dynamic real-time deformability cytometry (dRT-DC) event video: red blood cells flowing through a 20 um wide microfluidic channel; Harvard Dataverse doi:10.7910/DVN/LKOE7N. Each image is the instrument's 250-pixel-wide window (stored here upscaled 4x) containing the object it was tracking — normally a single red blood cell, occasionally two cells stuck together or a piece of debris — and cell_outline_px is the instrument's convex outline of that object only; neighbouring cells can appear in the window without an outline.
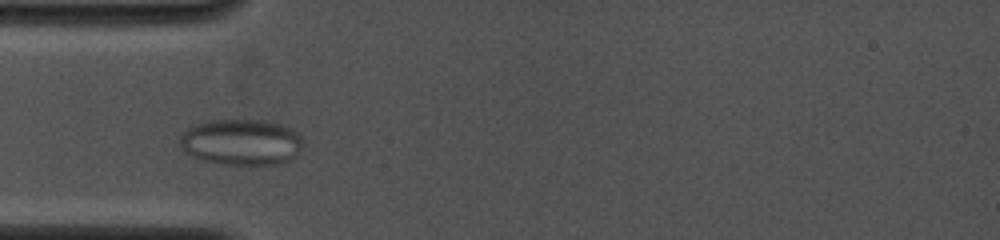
{"species": "common noctule bat (a hibernating species)", "species_latin": "Nyctalus noctula", "temperature_condition": "cold", "stored_images_in_passage": 34, "camera_frame_rate_fps": 4000, "um_per_image_px": 0.085, "animal": {"sex": "female", "body_mass_g": 19.0, "forearm_length_mm": 53.3}, "frame": {"image": 1, "passage_image": 1, "time_ms": 0.0, "image_size_px": [1000, 240], "cell_outline_px": [[300, 152], [296, 156], [288, 160], [276, 164], [220, 164], [204, 160], [192, 156], [176, 144], [180, 136], [188, 128], [196, 124], [208, 120], [264, 120], [280, 124], [292, 128], [300, 136]], "centroid_in_image_um": [20.47, 12.07], "position_along_channel_um": 64.5, "area_um2": 33.0}}
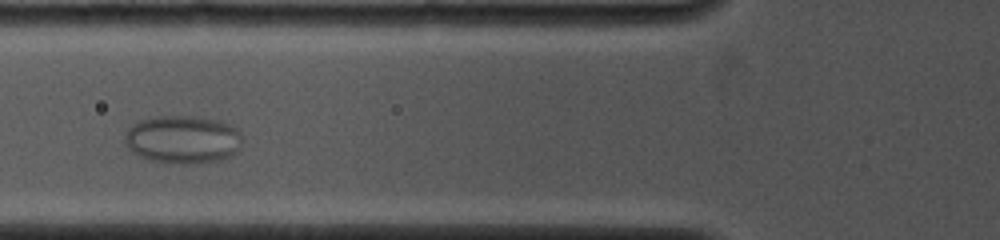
{"frame": {"image": 2, "passage_image": 4, "time_ms": 1.25, "image_size_px": [1000, 240], "cell_outline_px": [[244, 136], [236, 152], [228, 156], [216, 160], [152, 160], [140, 156], [132, 152], [128, 148], [124, 140], [124, 136], [128, 128], [132, 124], [140, 120], [156, 116], [196, 116], [216, 120], [232, 124]], "centroid_in_image_um": [15.52, 11.77], "position_along_channel_um": 110.3, "area_um2": 31.91}}
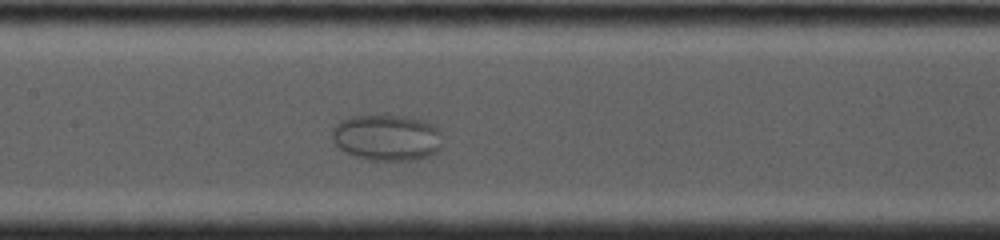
{"frame": {"image": 3, "passage_image": 8, "time_ms": 3.0, "image_size_px": [1000, 240], "cell_outline_px": [[440, 148], [436, 152], [428, 156], [416, 160], [368, 160], [356, 156], [340, 148], [336, 144], [332, 136], [332, 132], [336, 124], [340, 120], [352, 116], [404, 116], [424, 120], [432, 124], [440, 132]], "centroid_in_image_um": [32.89, 11.7], "position_along_channel_um": 174.5, "area_um2": 29.42}}